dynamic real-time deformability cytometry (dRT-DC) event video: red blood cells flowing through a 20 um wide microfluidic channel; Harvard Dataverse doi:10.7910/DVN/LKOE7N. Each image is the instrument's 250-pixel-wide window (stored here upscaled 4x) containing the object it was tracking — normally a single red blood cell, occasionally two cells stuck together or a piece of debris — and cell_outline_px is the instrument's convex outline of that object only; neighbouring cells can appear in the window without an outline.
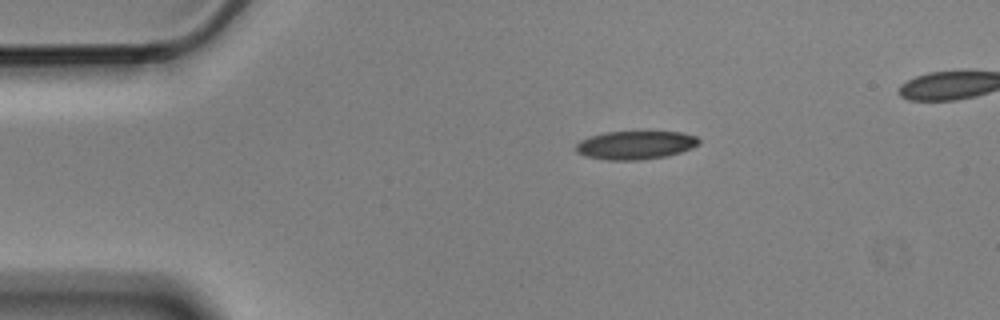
{"species": "Egyptian fruit bat (a non-hibernating species)", "species_latin": "Rousettus aegyptiacus", "temperature_condition": "cold", "stored_images_in_passage": 3, "camera_frame_rate_fps": 3000, "um_per_image_px": 0.085, "animal": {"sex": "male"}, "frame": {"image": 1, "passage_image": 1, "time_ms": 0.0, "image_size_px": [1000, 320], "cell_outline_px": [[700, 140], [692, 148], [680, 152], [664, 156], [636, 160], [612, 160], [588, 156], [576, 152], [576, 144], [580, 140], [592, 136], [608, 132], [680, 132], [696, 136]], "centroid_in_image_um": [54.01, 12.32], "position_along_channel_um": 31.0, "area_um2": 19.88}}